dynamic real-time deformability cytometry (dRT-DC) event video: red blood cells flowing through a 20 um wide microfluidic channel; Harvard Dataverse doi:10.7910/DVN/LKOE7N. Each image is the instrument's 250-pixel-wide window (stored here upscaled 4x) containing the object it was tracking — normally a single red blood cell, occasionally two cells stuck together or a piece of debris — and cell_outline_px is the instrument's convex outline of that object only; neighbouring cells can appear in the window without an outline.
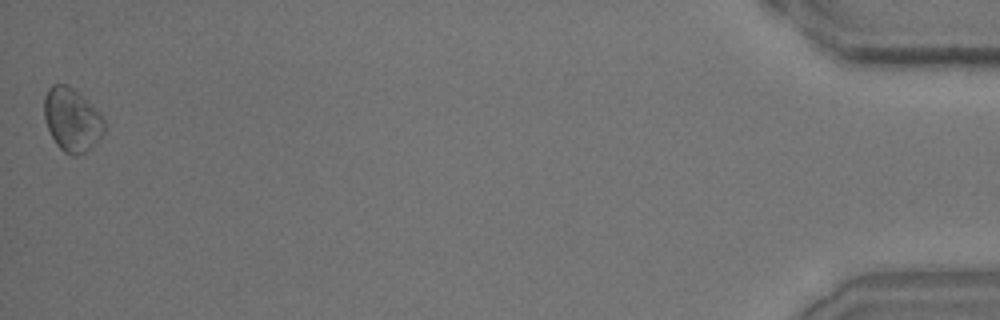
{"species": "common noctule bat (a hibernating species)", "species_latin": "Nyctalus noctula", "temperature_condition": "room temperature", "stored_images_in_passage": 37, "camera_frame_rate_fps": 3000, "um_per_image_px": 0.085, "animal": {"sex": "male", "body_mass_g": 15.6}, "frame": {"image": 1, "passage_image": 37, "time_ms": 12.0, "image_size_px": [1000, 320], "cell_outline_px": [[104, 132], [92, 148], [76, 156], [72, 156], [64, 152], [56, 144], [48, 128], [44, 116], [44, 96], [48, 88], [52, 84], [68, 84], [104, 120]], "centroid_in_image_um": [6.07, 10.21], "position_along_channel_um": 429.1, "area_um2": 21.68}}